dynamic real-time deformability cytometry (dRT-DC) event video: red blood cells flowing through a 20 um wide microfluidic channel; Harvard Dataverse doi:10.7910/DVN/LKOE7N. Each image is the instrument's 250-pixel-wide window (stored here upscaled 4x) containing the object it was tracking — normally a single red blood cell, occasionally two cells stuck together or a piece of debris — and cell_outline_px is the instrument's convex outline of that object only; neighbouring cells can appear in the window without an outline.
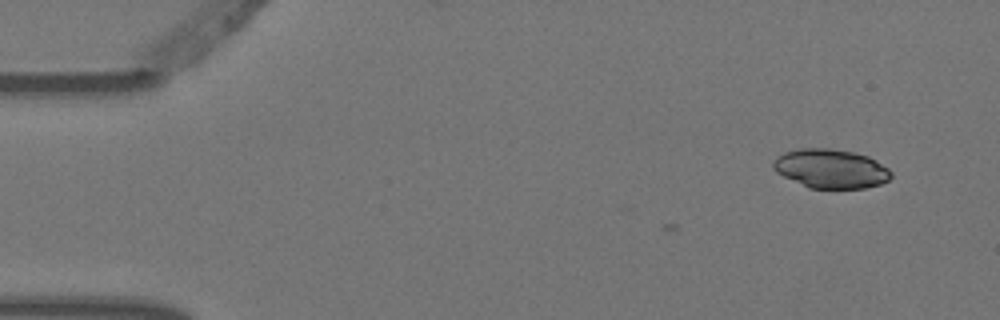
{"species": "Egyptian fruit bat (a non-hibernating species)", "species_latin": "Rousettus aegyptiacus", "temperature_condition": "warm", "stored_images_in_passage": 2, "camera_frame_rate_fps": 3000, "um_per_image_px": 0.085, "animal": {"sex": "female"}, "frame": {"image": 1, "passage_image": 2, "time_ms": 0.333, "image_size_px": [1000, 320], "cell_outline_px": [[892, 176], [888, 180], [880, 184], [864, 188], [808, 188], [776, 172], [772, 168], [772, 164], [776, 156], [784, 152], [800, 148], [828, 148], [852, 152], [868, 156], [876, 160], [888, 168], [892, 172]], "centroid_in_image_um": [70.6, 14.33], "position_along_channel_um": 14.4, "area_um2": 26.88}}